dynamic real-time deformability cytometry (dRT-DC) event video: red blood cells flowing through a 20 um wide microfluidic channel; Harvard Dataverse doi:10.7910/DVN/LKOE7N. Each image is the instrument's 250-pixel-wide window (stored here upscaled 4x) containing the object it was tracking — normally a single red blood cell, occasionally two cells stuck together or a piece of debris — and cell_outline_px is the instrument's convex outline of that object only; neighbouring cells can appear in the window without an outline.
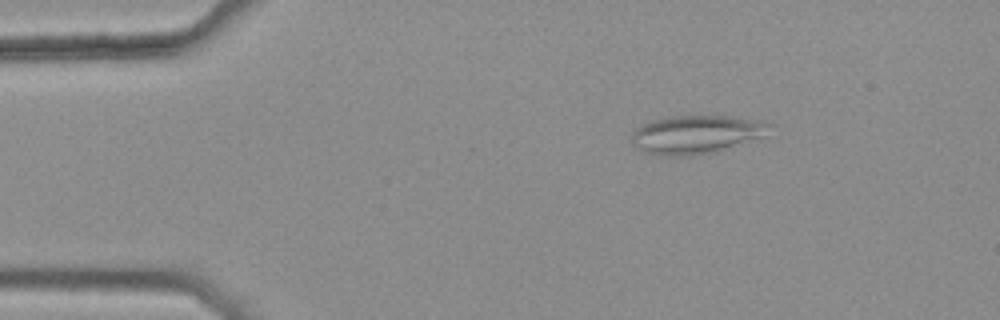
{"species": "common noctule bat (a hibernating species)", "species_latin": "Nyctalus noctula", "temperature_condition": "warm", "stored_images_in_passage": 46, "camera_frame_rate_fps": 3000, "um_per_image_px": 0.085, "animal": {"sex": "female", "body_mass_g": 25.1}, "frame": {"image": 1, "passage_image": 8, "time_ms": 2.333, "image_size_px": [1000, 320], "cell_outline_px": [[776, 124], [768, 136], [716, 152], [688, 156], [660, 156], [644, 152], [632, 144], [632, 132], [636, 128], [652, 120], [668, 116], [732, 116], [768, 120]], "centroid_in_image_um": [59.31, 11.42], "position_along_channel_um": 25.7, "area_um2": 31.85}}
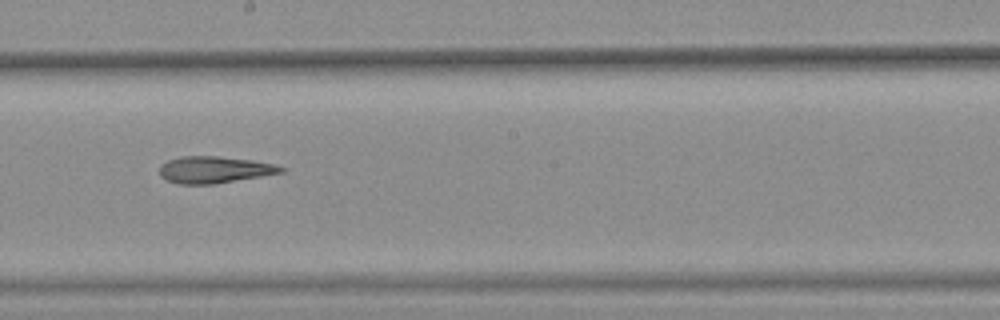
{"frame": {"image": 2, "passage_image": 29, "time_ms": 9.333, "image_size_px": [1000, 320], "cell_outline_px": [[284, 172], [216, 184], [176, 184], [160, 176], [160, 164], [168, 160], [180, 156], [216, 156], [252, 160], [276, 164], [284, 168]], "centroid_in_image_um": [18.2, 14.42], "position_along_channel_um": 230.0, "area_um2": 19.02}}
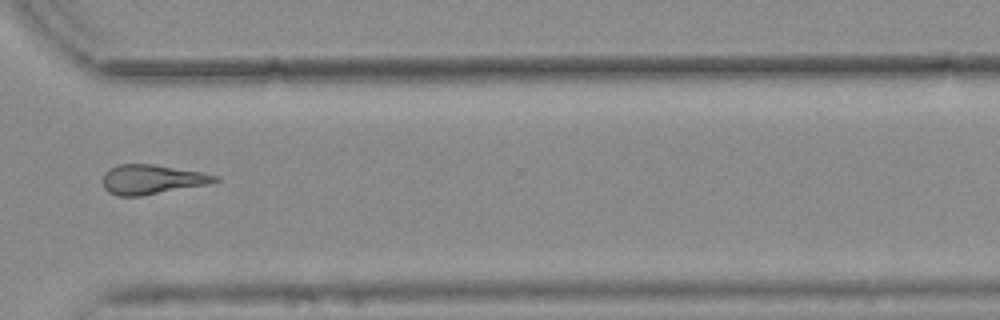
{"frame": {"image": 3, "passage_image": 39, "time_ms": 12.667, "image_size_px": [1000, 320], "cell_outline_px": [[220, 180], [208, 184], [140, 196], [120, 196], [108, 192], [104, 188], [104, 172], [108, 168], [116, 164], [152, 164], [204, 172], [220, 176]], "centroid_in_image_um": [12.92, 15.24], "position_along_channel_um": 357.7, "area_um2": 19.36}, "authors_computed_cell_mechanics": {"area_um2": 19.7098, "velocity_mm_per_s": 3.8184, "shape_relaxation_time_tau1_ms": null, "shape_relaxation_time_tau2_ms": 8.603, "deformation_change_tau1": null, "deformation_change_tau2": 0.256}}